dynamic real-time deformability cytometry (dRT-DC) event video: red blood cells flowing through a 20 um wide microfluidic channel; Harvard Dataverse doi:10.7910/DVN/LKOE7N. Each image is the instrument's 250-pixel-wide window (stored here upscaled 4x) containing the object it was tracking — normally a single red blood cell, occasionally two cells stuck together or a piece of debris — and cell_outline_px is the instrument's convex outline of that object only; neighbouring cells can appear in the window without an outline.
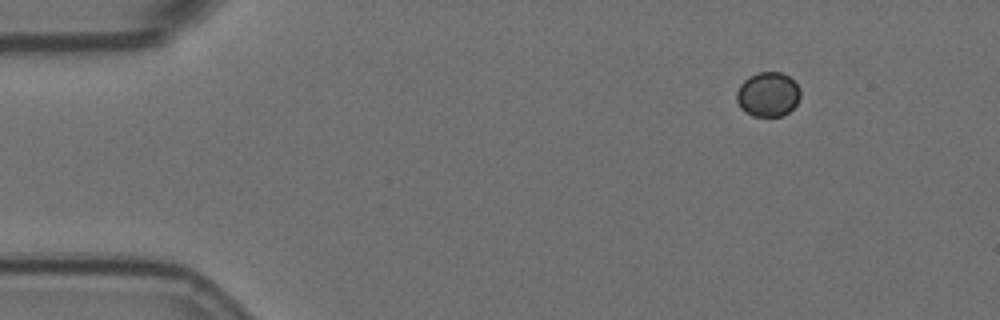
{"species": "Egyptian fruit bat (a non-hibernating species)", "species_latin": "Rousettus aegyptiacus", "temperature_condition": "room temperature", "stored_images_in_passage": 3, "camera_frame_rate_fps": 3000, "um_per_image_px": 0.085, "animal": {"sex": "female"}, "frame": {"image": 1, "passage_image": 1, "time_ms": 0.0, "image_size_px": [1000, 320], "cell_outline_px": [[800, 100], [788, 112], [780, 116], [752, 116], [740, 108], [736, 100], [736, 92], [740, 84], [748, 76], [756, 72], [780, 72], [788, 76], [800, 88]], "centroid_in_image_um": [65.25, 8.01], "position_along_channel_um": 19.7, "area_um2": 16.65}}